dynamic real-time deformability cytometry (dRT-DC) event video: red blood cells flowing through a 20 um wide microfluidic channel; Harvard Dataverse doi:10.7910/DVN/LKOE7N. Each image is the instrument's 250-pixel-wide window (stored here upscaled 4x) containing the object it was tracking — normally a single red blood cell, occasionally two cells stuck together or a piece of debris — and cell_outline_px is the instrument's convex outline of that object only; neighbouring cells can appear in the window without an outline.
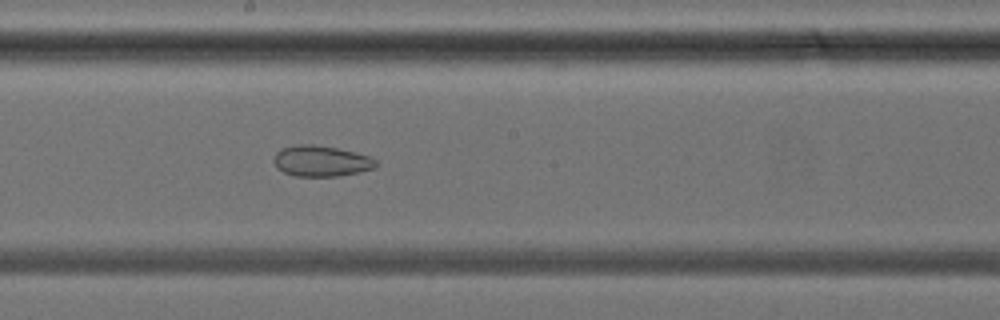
{"species": "common noctule bat (a hibernating species)", "species_latin": "Nyctalus noctula", "temperature_condition": "cold", "stored_images_in_passage": 34, "camera_frame_rate_fps": 3000, "um_per_image_px": 0.085, "animal": {"sex": "female", "body_mass_g": 24.6, "forearm_length_mm": 56.2}, "frame": {"image": 1, "passage_image": 15, "time_ms": 4.667, "image_size_px": [1000, 320], "cell_outline_px": [[376, 168], [360, 172], [340, 176], [296, 176], [284, 172], [276, 168], [272, 160], [276, 152], [280, 148], [296, 144], [312, 144], [336, 148], [368, 156], [376, 160]], "centroid_in_image_um": [27.25, 13.69], "position_along_channel_um": 221.0, "area_um2": 18.44}}